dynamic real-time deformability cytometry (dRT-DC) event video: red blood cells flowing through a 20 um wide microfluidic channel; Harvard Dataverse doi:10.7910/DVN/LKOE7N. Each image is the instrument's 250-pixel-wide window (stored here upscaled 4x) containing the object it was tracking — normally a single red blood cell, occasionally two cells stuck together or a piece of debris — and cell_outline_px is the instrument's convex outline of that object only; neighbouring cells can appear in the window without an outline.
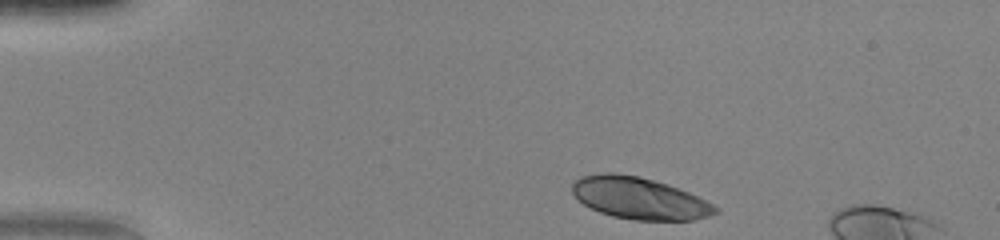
{"species": "human", "species_latin": "Homo sapiens", "temperature_condition": "warm", "stored_images_in_passage": 43, "camera_frame_rate_fps": 3000, "um_per_image_px": 0.085, "donor": {"sex": "female"}, "frame": {"image": 1, "passage_image": 1, "time_ms": 0.0, "image_size_px": [1000, 240], "cell_outline_px": [[720, 212], [708, 216], [692, 220], [632, 220], [612, 216], [600, 212], [584, 204], [572, 192], [572, 184], [580, 176], [600, 172], [612, 172], [640, 176], [668, 184], [688, 192], [720, 208]], "centroid_in_image_um": [54.34, 16.84], "position_along_channel_um": 30.7, "area_um2": 34.91}}
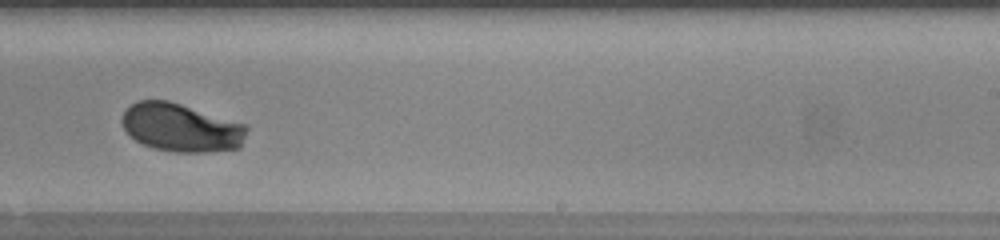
{"frame": {"image": 2, "passage_image": 24, "time_ms": 7.667, "image_size_px": [1000, 240], "cell_outline_px": [[248, 128], [240, 148], [208, 152], [172, 152], [152, 148], [136, 140], [124, 128], [120, 120], [124, 112], [132, 104], [140, 100], [168, 100], [244, 124]], "centroid_in_image_um": [15.39, 10.86], "position_along_channel_um": 273.6, "area_um2": 34.85}}
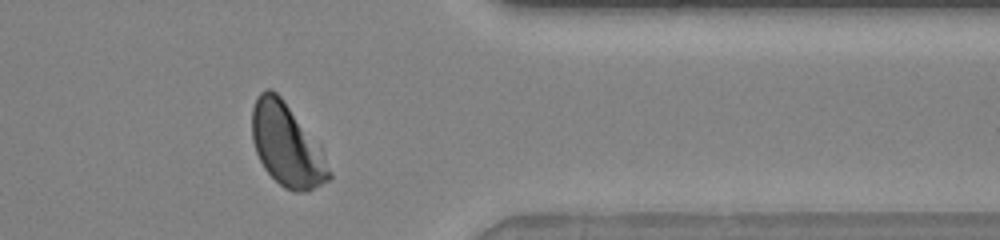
{"frame": {"image": 3, "passage_image": 33, "time_ms": 10.667, "image_size_px": [1000, 240], "cell_outline_px": [[332, 176], [328, 180], [308, 192], [296, 192], [284, 188], [264, 168], [256, 152], [252, 140], [252, 108], [256, 96], [264, 88], [272, 88], [280, 96], [320, 144], [332, 172]], "centroid_in_image_um": [24.38, 12.32], "position_along_channel_um": 387.0, "area_um2": 37.28}, "authors_computed_cell_mechanics": {"area_um2": 35.6048, "velocity_mm_per_s": 4.1079, "shape_relaxation_time_tau1_ms": 2.5018, "shape_relaxation_time_tau2_ms": null, "deformation_change_tau1": 0.1789, "deformation_change_tau2": null}}